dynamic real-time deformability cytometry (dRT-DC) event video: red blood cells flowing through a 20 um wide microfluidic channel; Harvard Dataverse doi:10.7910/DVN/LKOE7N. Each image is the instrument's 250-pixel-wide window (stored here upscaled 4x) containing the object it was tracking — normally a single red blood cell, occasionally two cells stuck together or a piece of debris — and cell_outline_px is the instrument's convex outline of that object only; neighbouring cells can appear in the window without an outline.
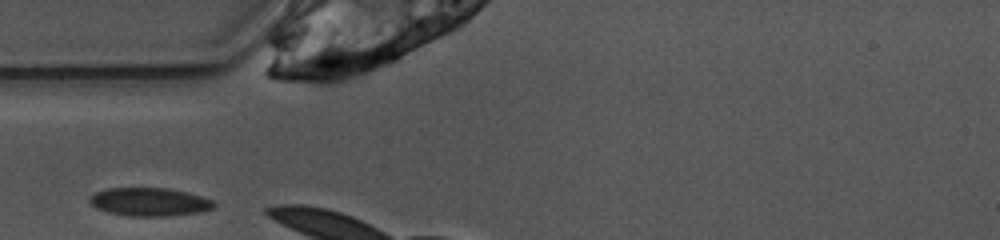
{"species": "common noctule bat (a hibernating species)", "species_latin": "Nyctalus noctula", "temperature_condition": "warm", "stored_images_in_passage": 2, "camera_frame_rate_fps": 3000, "um_per_image_px": 0.085, "animal": {"sex": "female", "body_mass_g": 10.0, "forearm_length_mm": 53.1}, "frame": {"image": 1, "passage_image": 1, "time_ms": 0.0, "image_size_px": [1000, 240], "cell_outline_px": [[216, 204], [212, 208], [200, 212], [164, 216], [132, 216], [108, 212], [96, 208], [88, 200], [96, 192], [108, 188], [168, 188], [200, 196], [212, 200]], "centroid_in_image_um": [12.69, 17.16], "position_along_channel_um": 72.3, "area_um2": 20.17}}